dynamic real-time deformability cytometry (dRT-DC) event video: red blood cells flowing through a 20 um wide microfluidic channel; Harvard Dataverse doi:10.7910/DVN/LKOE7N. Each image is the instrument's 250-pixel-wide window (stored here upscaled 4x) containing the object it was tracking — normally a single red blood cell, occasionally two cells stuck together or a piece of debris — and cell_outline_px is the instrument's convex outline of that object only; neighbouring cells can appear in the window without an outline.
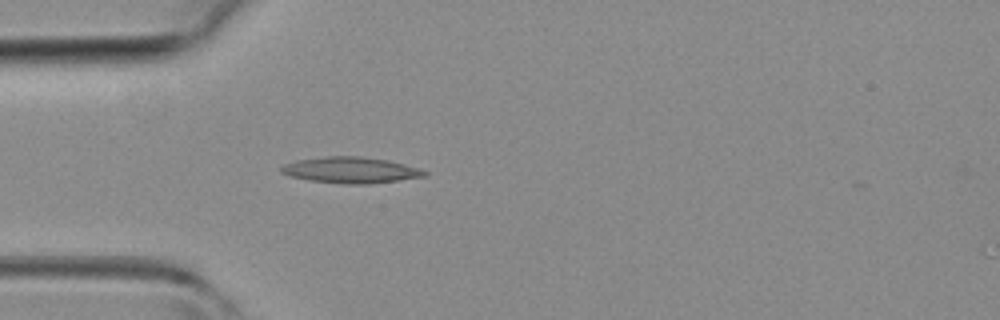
{"species": "common noctule bat (a hibernating species)", "species_latin": "Nyctalus noctula", "temperature_condition": "room temperature", "stored_images_in_passage": 34, "camera_frame_rate_fps": 3000, "um_per_image_px": 0.085, "animal": {"sex": "female", "body_mass_g": 19.3, "forearm_length_mm": 54.1}, "frame": {"image": 1, "passage_image": 4, "time_ms": 1.0, "image_size_px": [1000, 320], "cell_outline_px": [[428, 172], [424, 176], [368, 184], [344, 184], [312, 180], [288, 176], [280, 172], [280, 168], [284, 164], [296, 160], [328, 156], [360, 156], [388, 160], [404, 164]], "centroid_in_image_um": [29.75, 14.45], "position_along_channel_um": 55.3, "area_um2": 21.5}}
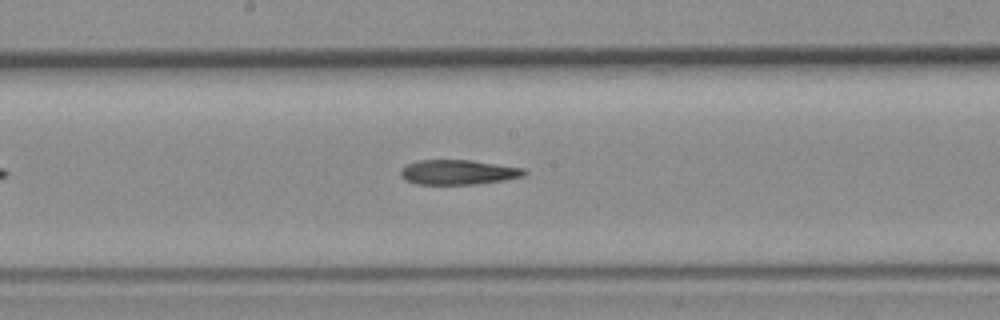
{"frame": {"image": 2, "passage_image": 14, "time_ms": 4.333, "image_size_px": [1000, 320], "cell_outline_px": [[528, 172], [524, 176], [504, 180], [476, 184], [416, 184], [404, 180], [400, 176], [400, 168], [408, 164], [420, 160], [468, 160], [524, 168]], "centroid_in_image_um": [38.92, 14.64], "position_along_channel_um": 209.3, "area_um2": 17.86}}
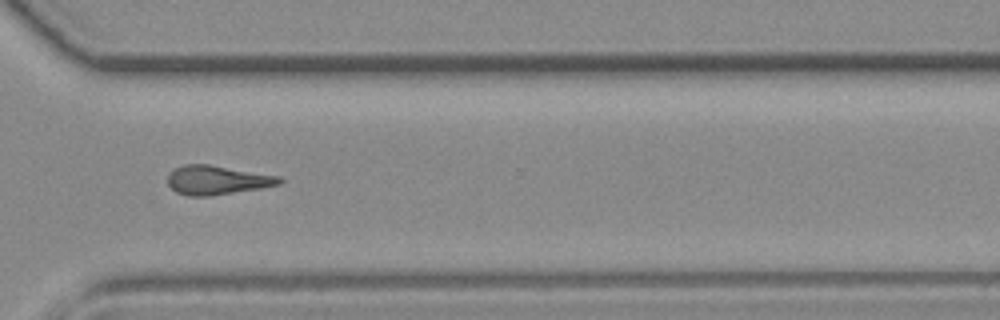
{"frame": {"image": 3, "passage_image": 23, "time_ms": 7.333, "image_size_px": [1000, 320], "cell_outline_px": [[284, 180], [280, 184], [260, 188], [212, 196], [188, 196], [176, 192], [168, 184], [168, 176], [176, 168], [184, 164], [208, 164], [280, 176]], "centroid_in_image_um": [18.47, 15.31], "position_along_channel_um": 352.1, "area_um2": 18.84}}